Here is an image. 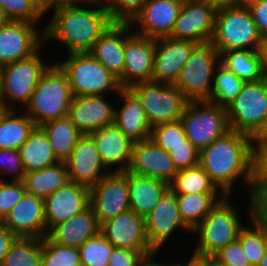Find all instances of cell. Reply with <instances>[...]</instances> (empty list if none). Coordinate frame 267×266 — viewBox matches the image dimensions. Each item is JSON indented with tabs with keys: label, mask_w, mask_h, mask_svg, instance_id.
<instances>
[{
	"label": "cell",
	"mask_w": 267,
	"mask_h": 266,
	"mask_svg": "<svg viewBox=\"0 0 267 266\" xmlns=\"http://www.w3.org/2000/svg\"><path fill=\"white\" fill-rule=\"evenodd\" d=\"M180 120L187 139L199 152L230 131L226 108L208 101L188 102Z\"/></svg>",
	"instance_id": "10"
},
{
	"label": "cell",
	"mask_w": 267,
	"mask_h": 266,
	"mask_svg": "<svg viewBox=\"0 0 267 266\" xmlns=\"http://www.w3.org/2000/svg\"><path fill=\"white\" fill-rule=\"evenodd\" d=\"M257 211L267 221V195L257 199Z\"/></svg>",
	"instance_id": "57"
},
{
	"label": "cell",
	"mask_w": 267,
	"mask_h": 266,
	"mask_svg": "<svg viewBox=\"0 0 267 266\" xmlns=\"http://www.w3.org/2000/svg\"><path fill=\"white\" fill-rule=\"evenodd\" d=\"M104 3V0H54V5L62 4H94Z\"/></svg>",
	"instance_id": "54"
},
{
	"label": "cell",
	"mask_w": 267,
	"mask_h": 266,
	"mask_svg": "<svg viewBox=\"0 0 267 266\" xmlns=\"http://www.w3.org/2000/svg\"><path fill=\"white\" fill-rule=\"evenodd\" d=\"M157 253L154 250H128L114 247L108 266H146Z\"/></svg>",
	"instance_id": "46"
},
{
	"label": "cell",
	"mask_w": 267,
	"mask_h": 266,
	"mask_svg": "<svg viewBox=\"0 0 267 266\" xmlns=\"http://www.w3.org/2000/svg\"><path fill=\"white\" fill-rule=\"evenodd\" d=\"M67 57L55 63L67 76L73 96H107L109 92L117 96L123 89L119 79L90 52L71 53Z\"/></svg>",
	"instance_id": "6"
},
{
	"label": "cell",
	"mask_w": 267,
	"mask_h": 266,
	"mask_svg": "<svg viewBox=\"0 0 267 266\" xmlns=\"http://www.w3.org/2000/svg\"><path fill=\"white\" fill-rule=\"evenodd\" d=\"M83 6L53 5L51 21L44 28V43L60 42L67 54L90 52L113 21L104 3Z\"/></svg>",
	"instance_id": "1"
},
{
	"label": "cell",
	"mask_w": 267,
	"mask_h": 266,
	"mask_svg": "<svg viewBox=\"0 0 267 266\" xmlns=\"http://www.w3.org/2000/svg\"><path fill=\"white\" fill-rule=\"evenodd\" d=\"M37 26L36 23L9 20L0 27V66L27 58L42 47V44L46 45L45 27Z\"/></svg>",
	"instance_id": "14"
},
{
	"label": "cell",
	"mask_w": 267,
	"mask_h": 266,
	"mask_svg": "<svg viewBox=\"0 0 267 266\" xmlns=\"http://www.w3.org/2000/svg\"><path fill=\"white\" fill-rule=\"evenodd\" d=\"M32 1L45 15L53 7L54 0H30Z\"/></svg>",
	"instance_id": "55"
},
{
	"label": "cell",
	"mask_w": 267,
	"mask_h": 266,
	"mask_svg": "<svg viewBox=\"0 0 267 266\" xmlns=\"http://www.w3.org/2000/svg\"><path fill=\"white\" fill-rule=\"evenodd\" d=\"M0 8L9 20L39 24L45 15L30 0H0Z\"/></svg>",
	"instance_id": "44"
},
{
	"label": "cell",
	"mask_w": 267,
	"mask_h": 266,
	"mask_svg": "<svg viewBox=\"0 0 267 266\" xmlns=\"http://www.w3.org/2000/svg\"><path fill=\"white\" fill-rule=\"evenodd\" d=\"M117 96L123 102L115 106L114 123L132 142L150 138L151 127L137 96L129 88H123Z\"/></svg>",
	"instance_id": "27"
},
{
	"label": "cell",
	"mask_w": 267,
	"mask_h": 266,
	"mask_svg": "<svg viewBox=\"0 0 267 266\" xmlns=\"http://www.w3.org/2000/svg\"><path fill=\"white\" fill-rule=\"evenodd\" d=\"M1 92H2V66H0V100H1Z\"/></svg>",
	"instance_id": "65"
},
{
	"label": "cell",
	"mask_w": 267,
	"mask_h": 266,
	"mask_svg": "<svg viewBox=\"0 0 267 266\" xmlns=\"http://www.w3.org/2000/svg\"><path fill=\"white\" fill-rule=\"evenodd\" d=\"M184 260H179L178 262L176 260V262L172 261V263L168 261L162 263L161 261L160 266H205V258H194L190 256L187 261Z\"/></svg>",
	"instance_id": "53"
},
{
	"label": "cell",
	"mask_w": 267,
	"mask_h": 266,
	"mask_svg": "<svg viewBox=\"0 0 267 266\" xmlns=\"http://www.w3.org/2000/svg\"><path fill=\"white\" fill-rule=\"evenodd\" d=\"M170 189L175 194L222 193L200 165L179 170Z\"/></svg>",
	"instance_id": "37"
},
{
	"label": "cell",
	"mask_w": 267,
	"mask_h": 266,
	"mask_svg": "<svg viewBox=\"0 0 267 266\" xmlns=\"http://www.w3.org/2000/svg\"><path fill=\"white\" fill-rule=\"evenodd\" d=\"M181 6V3L173 0H149L130 23L132 30L136 34L153 39L168 37ZM137 27L138 29H135Z\"/></svg>",
	"instance_id": "23"
},
{
	"label": "cell",
	"mask_w": 267,
	"mask_h": 266,
	"mask_svg": "<svg viewBox=\"0 0 267 266\" xmlns=\"http://www.w3.org/2000/svg\"><path fill=\"white\" fill-rule=\"evenodd\" d=\"M1 224L18 238L46 237L44 199L25 192Z\"/></svg>",
	"instance_id": "17"
},
{
	"label": "cell",
	"mask_w": 267,
	"mask_h": 266,
	"mask_svg": "<svg viewBox=\"0 0 267 266\" xmlns=\"http://www.w3.org/2000/svg\"><path fill=\"white\" fill-rule=\"evenodd\" d=\"M89 190L90 206L99 224L130 210L128 171L110 172Z\"/></svg>",
	"instance_id": "12"
},
{
	"label": "cell",
	"mask_w": 267,
	"mask_h": 266,
	"mask_svg": "<svg viewBox=\"0 0 267 266\" xmlns=\"http://www.w3.org/2000/svg\"><path fill=\"white\" fill-rule=\"evenodd\" d=\"M113 248L114 246L99 232L78 248L80 263L85 266H108Z\"/></svg>",
	"instance_id": "42"
},
{
	"label": "cell",
	"mask_w": 267,
	"mask_h": 266,
	"mask_svg": "<svg viewBox=\"0 0 267 266\" xmlns=\"http://www.w3.org/2000/svg\"><path fill=\"white\" fill-rule=\"evenodd\" d=\"M226 110L230 130L257 136L267 120V78L245 82Z\"/></svg>",
	"instance_id": "9"
},
{
	"label": "cell",
	"mask_w": 267,
	"mask_h": 266,
	"mask_svg": "<svg viewBox=\"0 0 267 266\" xmlns=\"http://www.w3.org/2000/svg\"><path fill=\"white\" fill-rule=\"evenodd\" d=\"M89 135L95 142L104 166L110 172L127 171L134 142L126 137L115 123L94 131Z\"/></svg>",
	"instance_id": "25"
},
{
	"label": "cell",
	"mask_w": 267,
	"mask_h": 266,
	"mask_svg": "<svg viewBox=\"0 0 267 266\" xmlns=\"http://www.w3.org/2000/svg\"><path fill=\"white\" fill-rule=\"evenodd\" d=\"M251 196L267 195V142L252 140Z\"/></svg>",
	"instance_id": "40"
},
{
	"label": "cell",
	"mask_w": 267,
	"mask_h": 266,
	"mask_svg": "<svg viewBox=\"0 0 267 266\" xmlns=\"http://www.w3.org/2000/svg\"><path fill=\"white\" fill-rule=\"evenodd\" d=\"M213 258L224 266H252L238 240L221 248Z\"/></svg>",
	"instance_id": "50"
},
{
	"label": "cell",
	"mask_w": 267,
	"mask_h": 266,
	"mask_svg": "<svg viewBox=\"0 0 267 266\" xmlns=\"http://www.w3.org/2000/svg\"><path fill=\"white\" fill-rule=\"evenodd\" d=\"M100 232V224L89 206L85 211L54 225L47 237L55 244L79 248Z\"/></svg>",
	"instance_id": "28"
},
{
	"label": "cell",
	"mask_w": 267,
	"mask_h": 266,
	"mask_svg": "<svg viewBox=\"0 0 267 266\" xmlns=\"http://www.w3.org/2000/svg\"><path fill=\"white\" fill-rule=\"evenodd\" d=\"M106 95L73 96L67 117L84 135L114 123L115 105Z\"/></svg>",
	"instance_id": "20"
},
{
	"label": "cell",
	"mask_w": 267,
	"mask_h": 266,
	"mask_svg": "<svg viewBox=\"0 0 267 266\" xmlns=\"http://www.w3.org/2000/svg\"><path fill=\"white\" fill-rule=\"evenodd\" d=\"M129 89L140 100L151 128L180 120L189 102L174 84L145 81Z\"/></svg>",
	"instance_id": "11"
},
{
	"label": "cell",
	"mask_w": 267,
	"mask_h": 266,
	"mask_svg": "<svg viewBox=\"0 0 267 266\" xmlns=\"http://www.w3.org/2000/svg\"><path fill=\"white\" fill-rule=\"evenodd\" d=\"M205 266H224L213 257H205Z\"/></svg>",
	"instance_id": "59"
},
{
	"label": "cell",
	"mask_w": 267,
	"mask_h": 266,
	"mask_svg": "<svg viewBox=\"0 0 267 266\" xmlns=\"http://www.w3.org/2000/svg\"><path fill=\"white\" fill-rule=\"evenodd\" d=\"M169 154L177 171L199 165L200 152L193 146L187 137L186 145H177L173 147Z\"/></svg>",
	"instance_id": "49"
},
{
	"label": "cell",
	"mask_w": 267,
	"mask_h": 266,
	"mask_svg": "<svg viewBox=\"0 0 267 266\" xmlns=\"http://www.w3.org/2000/svg\"><path fill=\"white\" fill-rule=\"evenodd\" d=\"M251 227L243 226L238 234V241L252 266H257L267 249V221L257 211V198L248 197Z\"/></svg>",
	"instance_id": "30"
},
{
	"label": "cell",
	"mask_w": 267,
	"mask_h": 266,
	"mask_svg": "<svg viewBox=\"0 0 267 266\" xmlns=\"http://www.w3.org/2000/svg\"><path fill=\"white\" fill-rule=\"evenodd\" d=\"M257 266H267V249L265 250L264 255L262 256V259Z\"/></svg>",
	"instance_id": "61"
},
{
	"label": "cell",
	"mask_w": 267,
	"mask_h": 266,
	"mask_svg": "<svg viewBox=\"0 0 267 266\" xmlns=\"http://www.w3.org/2000/svg\"><path fill=\"white\" fill-rule=\"evenodd\" d=\"M89 206V187L68 182L44 199L47 233L54 225L76 216Z\"/></svg>",
	"instance_id": "24"
},
{
	"label": "cell",
	"mask_w": 267,
	"mask_h": 266,
	"mask_svg": "<svg viewBox=\"0 0 267 266\" xmlns=\"http://www.w3.org/2000/svg\"><path fill=\"white\" fill-rule=\"evenodd\" d=\"M197 43L190 40L161 37L155 39L152 81L175 84L181 68L187 63Z\"/></svg>",
	"instance_id": "19"
},
{
	"label": "cell",
	"mask_w": 267,
	"mask_h": 266,
	"mask_svg": "<svg viewBox=\"0 0 267 266\" xmlns=\"http://www.w3.org/2000/svg\"><path fill=\"white\" fill-rule=\"evenodd\" d=\"M69 182L92 187L110 171L104 166L93 138L82 135L65 161Z\"/></svg>",
	"instance_id": "21"
},
{
	"label": "cell",
	"mask_w": 267,
	"mask_h": 266,
	"mask_svg": "<svg viewBox=\"0 0 267 266\" xmlns=\"http://www.w3.org/2000/svg\"><path fill=\"white\" fill-rule=\"evenodd\" d=\"M158 260H151L146 266H160V261L157 262Z\"/></svg>",
	"instance_id": "63"
},
{
	"label": "cell",
	"mask_w": 267,
	"mask_h": 266,
	"mask_svg": "<svg viewBox=\"0 0 267 266\" xmlns=\"http://www.w3.org/2000/svg\"><path fill=\"white\" fill-rule=\"evenodd\" d=\"M261 41L250 10L242 0L219 4L211 38L219 53L237 49L259 51Z\"/></svg>",
	"instance_id": "3"
},
{
	"label": "cell",
	"mask_w": 267,
	"mask_h": 266,
	"mask_svg": "<svg viewBox=\"0 0 267 266\" xmlns=\"http://www.w3.org/2000/svg\"><path fill=\"white\" fill-rule=\"evenodd\" d=\"M150 138L168 153L177 145H186V134L181 120L152 127Z\"/></svg>",
	"instance_id": "43"
},
{
	"label": "cell",
	"mask_w": 267,
	"mask_h": 266,
	"mask_svg": "<svg viewBox=\"0 0 267 266\" xmlns=\"http://www.w3.org/2000/svg\"><path fill=\"white\" fill-rule=\"evenodd\" d=\"M173 1H177V2H179L181 4H185V3H187L188 1H191V0H173Z\"/></svg>",
	"instance_id": "66"
},
{
	"label": "cell",
	"mask_w": 267,
	"mask_h": 266,
	"mask_svg": "<svg viewBox=\"0 0 267 266\" xmlns=\"http://www.w3.org/2000/svg\"><path fill=\"white\" fill-rule=\"evenodd\" d=\"M130 210L146 217L170 189V185L151 177L128 171Z\"/></svg>",
	"instance_id": "29"
},
{
	"label": "cell",
	"mask_w": 267,
	"mask_h": 266,
	"mask_svg": "<svg viewBox=\"0 0 267 266\" xmlns=\"http://www.w3.org/2000/svg\"><path fill=\"white\" fill-rule=\"evenodd\" d=\"M100 233L116 248L153 250L147 238L145 218L131 210L100 224Z\"/></svg>",
	"instance_id": "22"
},
{
	"label": "cell",
	"mask_w": 267,
	"mask_h": 266,
	"mask_svg": "<svg viewBox=\"0 0 267 266\" xmlns=\"http://www.w3.org/2000/svg\"><path fill=\"white\" fill-rule=\"evenodd\" d=\"M127 171L169 185L178 172L170 154L157 146L151 138L133 143Z\"/></svg>",
	"instance_id": "16"
},
{
	"label": "cell",
	"mask_w": 267,
	"mask_h": 266,
	"mask_svg": "<svg viewBox=\"0 0 267 266\" xmlns=\"http://www.w3.org/2000/svg\"><path fill=\"white\" fill-rule=\"evenodd\" d=\"M19 154L26 173L60 162L53 152L47 135L40 127H36L21 145Z\"/></svg>",
	"instance_id": "31"
},
{
	"label": "cell",
	"mask_w": 267,
	"mask_h": 266,
	"mask_svg": "<svg viewBox=\"0 0 267 266\" xmlns=\"http://www.w3.org/2000/svg\"><path fill=\"white\" fill-rule=\"evenodd\" d=\"M145 225L150 247L156 253L165 246L178 229L186 230V233L192 232L181 219L176 194L171 189L145 217Z\"/></svg>",
	"instance_id": "15"
},
{
	"label": "cell",
	"mask_w": 267,
	"mask_h": 266,
	"mask_svg": "<svg viewBox=\"0 0 267 266\" xmlns=\"http://www.w3.org/2000/svg\"><path fill=\"white\" fill-rule=\"evenodd\" d=\"M252 140H262L267 142V120L262 130L258 133L257 136L253 137Z\"/></svg>",
	"instance_id": "58"
},
{
	"label": "cell",
	"mask_w": 267,
	"mask_h": 266,
	"mask_svg": "<svg viewBox=\"0 0 267 266\" xmlns=\"http://www.w3.org/2000/svg\"><path fill=\"white\" fill-rule=\"evenodd\" d=\"M73 93L67 76L53 62L41 76L24 112L37 127L67 116Z\"/></svg>",
	"instance_id": "4"
},
{
	"label": "cell",
	"mask_w": 267,
	"mask_h": 266,
	"mask_svg": "<svg viewBox=\"0 0 267 266\" xmlns=\"http://www.w3.org/2000/svg\"><path fill=\"white\" fill-rule=\"evenodd\" d=\"M18 237L0 223V266Z\"/></svg>",
	"instance_id": "52"
},
{
	"label": "cell",
	"mask_w": 267,
	"mask_h": 266,
	"mask_svg": "<svg viewBox=\"0 0 267 266\" xmlns=\"http://www.w3.org/2000/svg\"><path fill=\"white\" fill-rule=\"evenodd\" d=\"M220 64L244 82L265 79L262 56L254 50H228L220 53Z\"/></svg>",
	"instance_id": "32"
},
{
	"label": "cell",
	"mask_w": 267,
	"mask_h": 266,
	"mask_svg": "<svg viewBox=\"0 0 267 266\" xmlns=\"http://www.w3.org/2000/svg\"><path fill=\"white\" fill-rule=\"evenodd\" d=\"M245 82L219 64L214 72L212 93L208 102L227 107L241 92Z\"/></svg>",
	"instance_id": "38"
},
{
	"label": "cell",
	"mask_w": 267,
	"mask_h": 266,
	"mask_svg": "<svg viewBox=\"0 0 267 266\" xmlns=\"http://www.w3.org/2000/svg\"><path fill=\"white\" fill-rule=\"evenodd\" d=\"M211 1H214L218 4H225V3H231V2H236V1H239V0H211Z\"/></svg>",
	"instance_id": "62"
},
{
	"label": "cell",
	"mask_w": 267,
	"mask_h": 266,
	"mask_svg": "<svg viewBox=\"0 0 267 266\" xmlns=\"http://www.w3.org/2000/svg\"><path fill=\"white\" fill-rule=\"evenodd\" d=\"M16 113L18 109L7 110L0 120V149L19 150L37 127L25 112Z\"/></svg>",
	"instance_id": "35"
},
{
	"label": "cell",
	"mask_w": 267,
	"mask_h": 266,
	"mask_svg": "<svg viewBox=\"0 0 267 266\" xmlns=\"http://www.w3.org/2000/svg\"><path fill=\"white\" fill-rule=\"evenodd\" d=\"M249 8L261 38L267 37V0H242Z\"/></svg>",
	"instance_id": "51"
},
{
	"label": "cell",
	"mask_w": 267,
	"mask_h": 266,
	"mask_svg": "<svg viewBox=\"0 0 267 266\" xmlns=\"http://www.w3.org/2000/svg\"><path fill=\"white\" fill-rule=\"evenodd\" d=\"M26 192L23 181H0V223Z\"/></svg>",
	"instance_id": "47"
},
{
	"label": "cell",
	"mask_w": 267,
	"mask_h": 266,
	"mask_svg": "<svg viewBox=\"0 0 267 266\" xmlns=\"http://www.w3.org/2000/svg\"><path fill=\"white\" fill-rule=\"evenodd\" d=\"M219 4L211 0H191L182 4L168 37L197 44L211 41Z\"/></svg>",
	"instance_id": "13"
},
{
	"label": "cell",
	"mask_w": 267,
	"mask_h": 266,
	"mask_svg": "<svg viewBox=\"0 0 267 266\" xmlns=\"http://www.w3.org/2000/svg\"><path fill=\"white\" fill-rule=\"evenodd\" d=\"M251 156L252 137L230 130L200 152L199 165L224 195L241 177L251 196Z\"/></svg>",
	"instance_id": "2"
},
{
	"label": "cell",
	"mask_w": 267,
	"mask_h": 266,
	"mask_svg": "<svg viewBox=\"0 0 267 266\" xmlns=\"http://www.w3.org/2000/svg\"><path fill=\"white\" fill-rule=\"evenodd\" d=\"M23 182L27 193L45 199L69 182L67 165L60 161L44 169L28 172Z\"/></svg>",
	"instance_id": "33"
},
{
	"label": "cell",
	"mask_w": 267,
	"mask_h": 266,
	"mask_svg": "<svg viewBox=\"0 0 267 266\" xmlns=\"http://www.w3.org/2000/svg\"><path fill=\"white\" fill-rule=\"evenodd\" d=\"M9 19L5 15L4 11L0 8V27H3Z\"/></svg>",
	"instance_id": "60"
},
{
	"label": "cell",
	"mask_w": 267,
	"mask_h": 266,
	"mask_svg": "<svg viewBox=\"0 0 267 266\" xmlns=\"http://www.w3.org/2000/svg\"><path fill=\"white\" fill-rule=\"evenodd\" d=\"M41 47L31 56L2 66V92L0 103L7 110H17L15 104L24 109L34 93L41 76L52 65L45 62L39 53ZM24 107V108H23Z\"/></svg>",
	"instance_id": "7"
},
{
	"label": "cell",
	"mask_w": 267,
	"mask_h": 266,
	"mask_svg": "<svg viewBox=\"0 0 267 266\" xmlns=\"http://www.w3.org/2000/svg\"><path fill=\"white\" fill-rule=\"evenodd\" d=\"M80 252L77 247L61 246L47 236L42 238L41 266H79Z\"/></svg>",
	"instance_id": "41"
},
{
	"label": "cell",
	"mask_w": 267,
	"mask_h": 266,
	"mask_svg": "<svg viewBox=\"0 0 267 266\" xmlns=\"http://www.w3.org/2000/svg\"><path fill=\"white\" fill-rule=\"evenodd\" d=\"M47 135L53 152L59 161H66L83 135L67 116L40 126Z\"/></svg>",
	"instance_id": "36"
},
{
	"label": "cell",
	"mask_w": 267,
	"mask_h": 266,
	"mask_svg": "<svg viewBox=\"0 0 267 266\" xmlns=\"http://www.w3.org/2000/svg\"><path fill=\"white\" fill-rule=\"evenodd\" d=\"M220 53L211 41L197 44L181 68L175 86L191 101H207L212 93Z\"/></svg>",
	"instance_id": "8"
},
{
	"label": "cell",
	"mask_w": 267,
	"mask_h": 266,
	"mask_svg": "<svg viewBox=\"0 0 267 266\" xmlns=\"http://www.w3.org/2000/svg\"><path fill=\"white\" fill-rule=\"evenodd\" d=\"M12 174L14 177L10 180L24 181L26 172L19 150L0 149V181H6L7 175L10 177ZM4 176H6L5 179Z\"/></svg>",
	"instance_id": "48"
},
{
	"label": "cell",
	"mask_w": 267,
	"mask_h": 266,
	"mask_svg": "<svg viewBox=\"0 0 267 266\" xmlns=\"http://www.w3.org/2000/svg\"><path fill=\"white\" fill-rule=\"evenodd\" d=\"M225 195L190 234H197L194 258L213 257L221 248L238 239L244 224L233 201ZM233 203V204H232Z\"/></svg>",
	"instance_id": "5"
},
{
	"label": "cell",
	"mask_w": 267,
	"mask_h": 266,
	"mask_svg": "<svg viewBox=\"0 0 267 266\" xmlns=\"http://www.w3.org/2000/svg\"><path fill=\"white\" fill-rule=\"evenodd\" d=\"M6 111L7 109L0 103V120Z\"/></svg>",
	"instance_id": "64"
},
{
	"label": "cell",
	"mask_w": 267,
	"mask_h": 266,
	"mask_svg": "<svg viewBox=\"0 0 267 266\" xmlns=\"http://www.w3.org/2000/svg\"><path fill=\"white\" fill-rule=\"evenodd\" d=\"M154 57L155 39L133 31L125 39L122 88H130L139 82L152 81Z\"/></svg>",
	"instance_id": "18"
},
{
	"label": "cell",
	"mask_w": 267,
	"mask_h": 266,
	"mask_svg": "<svg viewBox=\"0 0 267 266\" xmlns=\"http://www.w3.org/2000/svg\"><path fill=\"white\" fill-rule=\"evenodd\" d=\"M149 0H104L113 23H131Z\"/></svg>",
	"instance_id": "45"
},
{
	"label": "cell",
	"mask_w": 267,
	"mask_h": 266,
	"mask_svg": "<svg viewBox=\"0 0 267 266\" xmlns=\"http://www.w3.org/2000/svg\"><path fill=\"white\" fill-rule=\"evenodd\" d=\"M42 239L17 238L2 266H41Z\"/></svg>",
	"instance_id": "39"
},
{
	"label": "cell",
	"mask_w": 267,
	"mask_h": 266,
	"mask_svg": "<svg viewBox=\"0 0 267 266\" xmlns=\"http://www.w3.org/2000/svg\"><path fill=\"white\" fill-rule=\"evenodd\" d=\"M133 32L130 23H112L90 53L115 77L122 87L125 39Z\"/></svg>",
	"instance_id": "26"
},
{
	"label": "cell",
	"mask_w": 267,
	"mask_h": 266,
	"mask_svg": "<svg viewBox=\"0 0 267 266\" xmlns=\"http://www.w3.org/2000/svg\"><path fill=\"white\" fill-rule=\"evenodd\" d=\"M259 52L262 56L263 71L267 78V37L262 39Z\"/></svg>",
	"instance_id": "56"
},
{
	"label": "cell",
	"mask_w": 267,
	"mask_h": 266,
	"mask_svg": "<svg viewBox=\"0 0 267 266\" xmlns=\"http://www.w3.org/2000/svg\"><path fill=\"white\" fill-rule=\"evenodd\" d=\"M224 196L223 193L176 194L182 221L193 231Z\"/></svg>",
	"instance_id": "34"
}]
</instances>
